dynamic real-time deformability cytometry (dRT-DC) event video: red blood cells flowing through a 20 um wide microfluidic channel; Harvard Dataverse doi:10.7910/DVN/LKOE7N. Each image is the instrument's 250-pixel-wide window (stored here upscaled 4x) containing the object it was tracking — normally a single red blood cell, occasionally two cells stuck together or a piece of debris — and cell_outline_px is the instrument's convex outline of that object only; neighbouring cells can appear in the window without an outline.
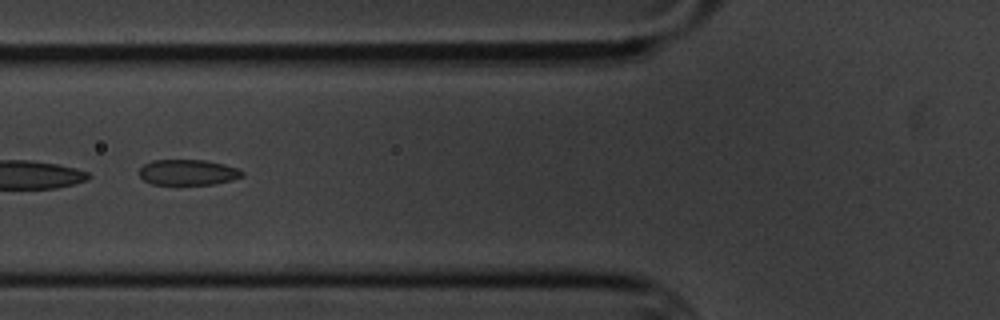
{"species": "common noctule bat (a hibernating species)", "species_latin": "Nyctalus noctula", "temperature_condition": "cold", "stored_images_in_passage": 8, "camera_frame_rate_fps": 3000, "um_per_image_px": 0.085, "animal": {"sex": "male", "body_mass_g": 20.1, "forearm_length_mm": 53.5}, "frame": {"image": 1, "passage_image": 7, "time_ms": 7.0, "image_size_px": [1000, 320], "cell_outline_px": [[244, 176], [232, 180], [212, 184], [152, 184], [144, 180], [140, 176], [140, 168], [144, 164], [152, 160], [204, 160], [224, 164], [236, 168], [244, 172]], "centroid_in_image_um": [15.98, 14.64], "position_along_channel_um": 109.8, "area_um2": 15.26}}